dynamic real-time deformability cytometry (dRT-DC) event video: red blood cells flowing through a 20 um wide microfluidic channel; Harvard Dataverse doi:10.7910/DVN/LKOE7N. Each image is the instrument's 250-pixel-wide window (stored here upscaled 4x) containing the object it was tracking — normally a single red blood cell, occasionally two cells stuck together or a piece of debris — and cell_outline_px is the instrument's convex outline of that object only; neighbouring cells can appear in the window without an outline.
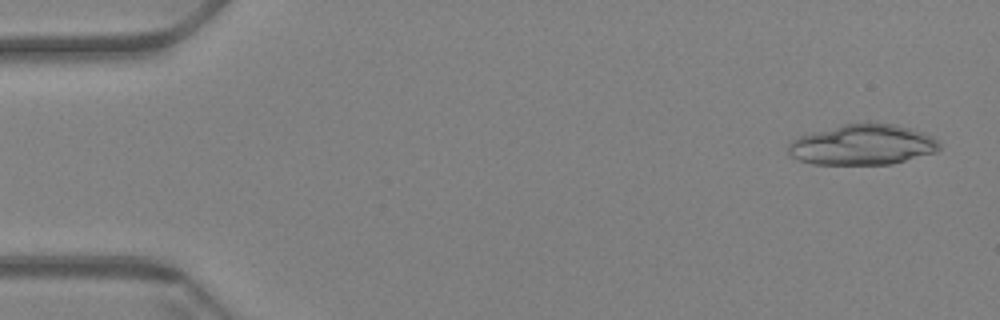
{"species": "Egyptian fruit bat (a non-hibernating species)", "species_latin": "Rousettus aegyptiacus", "temperature_condition": "warm", "stored_images_in_passage": 60, "camera_frame_rate_fps": 3000, "um_per_image_px": 0.085, "animal": {"sex": "female"}, "frame": {"image": 1, "passage_image": 3, "time_ms": 0.667, "image_size_px": [1000, 320], "cell_outline_px": [[940, 148], [936, 152], [892, 164], [812, 164], [800, 160], [792, 156], [788, 152], [788, 144], [800, 136], [812, 132], [844, 124], [896, 124], [920, 132], [936, 140], [940, 144]], "centroid_in_image_um": [73.3, 12.32], "position_along_channel_um": 11.7, "area_um2": 35.03}}